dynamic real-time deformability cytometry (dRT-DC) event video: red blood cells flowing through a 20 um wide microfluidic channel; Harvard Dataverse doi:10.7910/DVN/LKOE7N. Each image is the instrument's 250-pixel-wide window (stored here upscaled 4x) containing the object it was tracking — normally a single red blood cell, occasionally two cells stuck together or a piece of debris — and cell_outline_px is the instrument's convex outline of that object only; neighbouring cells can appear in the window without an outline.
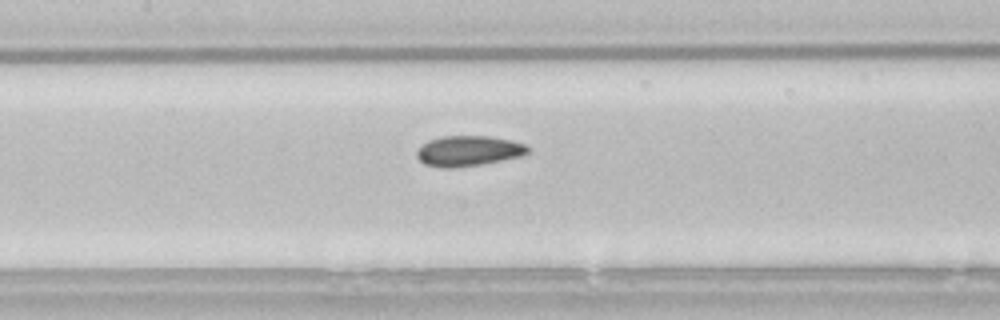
{"species": "common noctule bat (a hibernating species)", "species_latin": "Nyctalus noctula", "temperature_condition": "room temperature", "stored_images_in_passage": 5, "camera_frame_rate_fps": 3000, "um_per_image_px": 0.085, "animal": {"sex": "male", "body_mass_g": 21.5, "forearm_length_mm": 52.0}, "frame": {"image": 1, "passage_image": 5, "time_ms": 1.333, "image_size_px": [1000, 320], "cell_outline_px": [[528, 152], [520, 156], [480, 164], [452, 168], [440, 168], [424, 164], [416, 156], [416, 152], [428, 140], [440, 136], [488, 136], [512, 140], [524, 144], [528, 148]], "centroid_in_image_um": [39.77, 12.82], "position_along_channel_um": 167.6, "area_um2": 19.48}}